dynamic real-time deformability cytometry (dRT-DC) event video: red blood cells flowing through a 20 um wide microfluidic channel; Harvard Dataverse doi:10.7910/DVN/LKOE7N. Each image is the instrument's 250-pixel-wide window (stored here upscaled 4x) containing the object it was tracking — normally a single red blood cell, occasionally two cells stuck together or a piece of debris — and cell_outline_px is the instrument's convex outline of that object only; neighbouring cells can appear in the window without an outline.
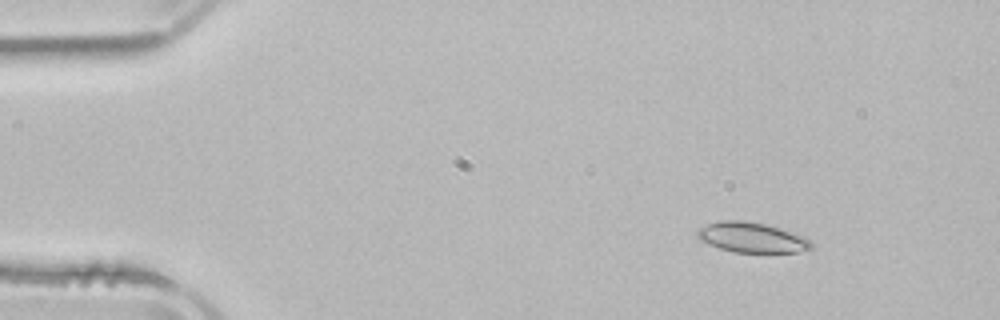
{"species": "common noctule bat (a hibernating species)", "species_latin": "Nyctalus noctula", "temperature_condition": "room temperature", "stored_images_in_passage": 4, "camera_frame_rate_fps": 3000, "um_per_image_px": 0.085, "animal": {"sex": "male", "body_mass_g": 21.5, "forearm_length_mm": 52.0}, "frame": {"image": 1, "passage_image": 2, "time_ms": 1.333, "image_size_px": [1000, 320], "cell_outline_px": [[812, 248], [796, 252], [736, 252], [720, 248], [708, 244], [700, 240], [696, 236], [696, 232], [700, 228], [708, 224], [720, 220], [744, 220], [764, 224], [780, 228], [804, 236], [812, 244]], "centroid_in_image_um": [63.87, 20.18], "position_along_channel_um": 21.1, "area_um2": 19.83}}
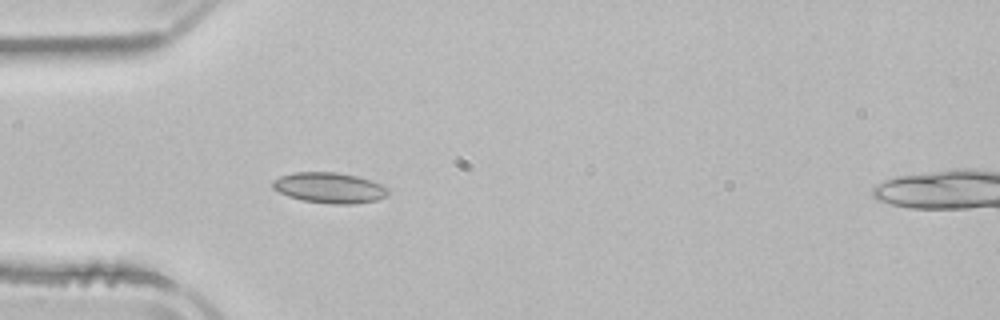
{"frame": {"image": 2, "passage_image": 4, "time_ms": 4.333, "image_size_px": [1000, 320], "cell_outline_px": [[388, 196], [376, 200], [356, 204], [328, 204], [300, 200], [288, 196], [272, 188], [272, 180], [280, 176], [296, 172], [336, 172], [356, 176], [380, 184], [388, 188]], "centroid_in_image_um": [27.98, 15.97], "position_along_channel_um": 57.0, "area_um2": 20.63}}